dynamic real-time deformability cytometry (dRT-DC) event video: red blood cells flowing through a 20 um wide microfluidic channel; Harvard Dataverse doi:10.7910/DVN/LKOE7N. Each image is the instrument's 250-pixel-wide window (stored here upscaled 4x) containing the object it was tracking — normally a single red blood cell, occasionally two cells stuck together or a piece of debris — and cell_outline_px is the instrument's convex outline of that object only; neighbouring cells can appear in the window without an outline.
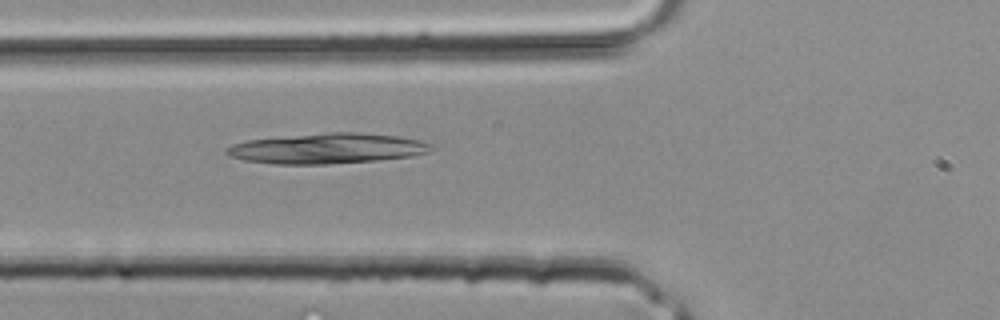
{"species": "common noctule bat (a hibernating species)", "species_latin": "Nyctalus noctula", "temperature_condition": "room temperature", "stored_images_in_passage": 4, "camera_frame_rate_fps": 3000, "um_per_image_px": 0.085, "animal": {"sex": "male", "body_mass_g": 20.4}, "frame": {"image": 1, "passage_image": 4, "time_ms": 1.0, "image_size_px": [1000, 320], "cell_outline_px": [[432, 148], [428, 152], [412, 156], [376, 160], [328, 164], [276, 164], [244, 160], [232, 156], [224, 152], [224, 148], [232, 144], [244, 140], [328, 132], [356, 132], [400, 136], [420, 140], [432, 144]], "centroid_in_image_um": [27.8, 12.61], "position_along_channel_um": 98.0, "area_um2": 36.24}}